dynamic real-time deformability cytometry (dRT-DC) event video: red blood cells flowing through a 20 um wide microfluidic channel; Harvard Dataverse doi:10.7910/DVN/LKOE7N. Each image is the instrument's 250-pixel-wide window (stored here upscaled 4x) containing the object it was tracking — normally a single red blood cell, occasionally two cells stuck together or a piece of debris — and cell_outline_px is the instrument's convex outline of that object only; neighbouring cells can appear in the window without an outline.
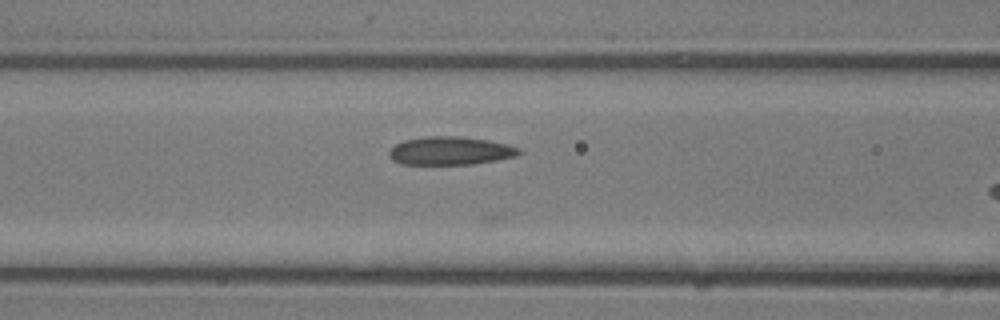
{"species": "common noctule bat (a hibernating species)", "species_latin": "Nyctalus noctula", "temperature_condition": "room temperature", "stored_images_in_passage": 11, "camera_frame_rate_fps": 3000, "um_per_image_px": 0.085, "animal": {"sex": "male", "body_mass_g": 13.3}, "frame": {"image": 1, "passage_image": 7, "time_ms": 2.0, "image_size_px": [1000, 320], "cell_outline_px": [[524, 152], [516, 156], [496, 160], [472, 164], [400, 164], [392, 160], [388, 156], [388, 152], [396, 144], [404, 140], [428, 136], [460, 136], [488, 140], [508, 144], [520, 148]], "centroid_in_image_um": [38.29, 12.81], "position_along_channel_um": 128.3, "area_um2": 21.5}}
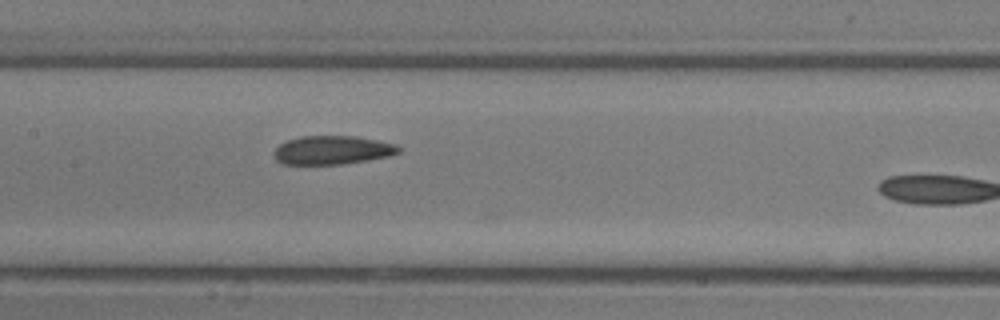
{"frame": {"image": 2, "passage_image": 9, "time_ms": 2.667, "image_size_px": [1000, 320], "cell_outline_px": [[400, 152], [388, 156], [368, 160], [344, 164], [280, 164], [276, 160], [272, 152], [280, 144], [288, 140], [300, 136], [356, 136], [396, 144], [400, 148]], "centroid_in_image_um": [28.22, 12.76], "position_along_channel_um": 179.2, "area_um2": 20.87}}